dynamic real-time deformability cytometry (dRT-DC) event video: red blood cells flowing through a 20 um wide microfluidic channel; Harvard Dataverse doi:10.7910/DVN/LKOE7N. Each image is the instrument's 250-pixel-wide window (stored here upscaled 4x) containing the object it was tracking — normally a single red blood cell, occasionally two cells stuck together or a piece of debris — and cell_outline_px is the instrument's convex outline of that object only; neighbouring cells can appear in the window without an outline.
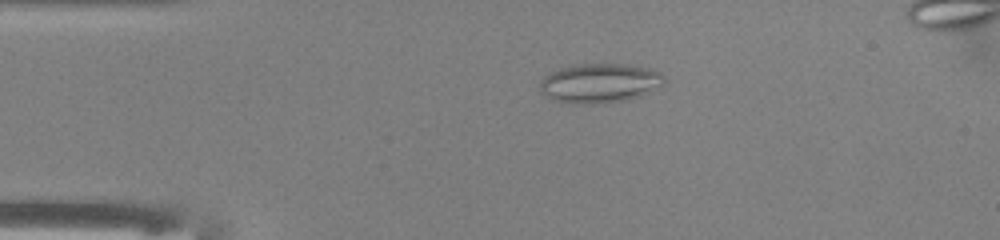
{"species": "common noctule bat (a hibernating species)", "species_latin": "Nyctalus noctula", "temperature_condition": "warm", "stored_images_in_passage": 41, "camera_frame_rate_fps": 3000, "um_per_image_px": 0.085, "animal": {"sex": "male", "body_mass_g": 13.0, "forearm_length_mm": 53.1}, "frame": {"image": 1, "passage_image": 10, "time_ms": 3.0, "image_size_px": [1000, 240], "cell_outline_px": [[664, 80], [660, 84], [640, 96], [624, 100], [592, 104], [576, 104], [552, 100], [540, 92], [540, 80], [548, 72], [560, 68], [576, 64], [628, 64], [648, 68], [660, 72], [664, 76]], "centroid_in_image_um": [50.89, 7.06], "position_along_channel_um": 34.1, "area_um2": 28.44}}
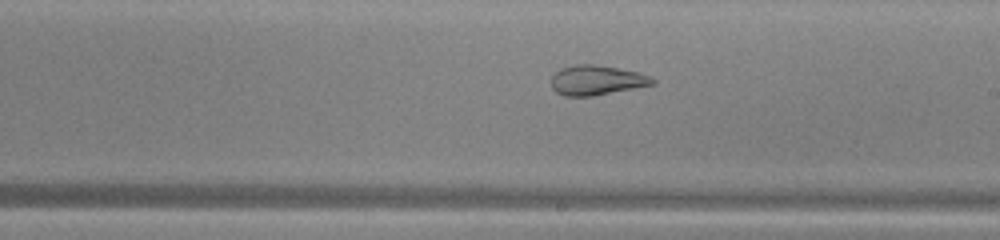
{"frame": {"image": 2, "passage_image": 28, "time_ms": 9.0, "image_size_px": [1000, 240], "cell_outline_px": [[656, 84], [592, 96], [564, 96], [556, 92], [552, 88], [552, 76], [560, 68], [576, 64], [596, 64], [640, 72], [652, 76], [656, 80]], "centroid_in_image_um": [50.75, 6.81], "position_along_channel_um": 238.3, "area_um2": 17.74}}
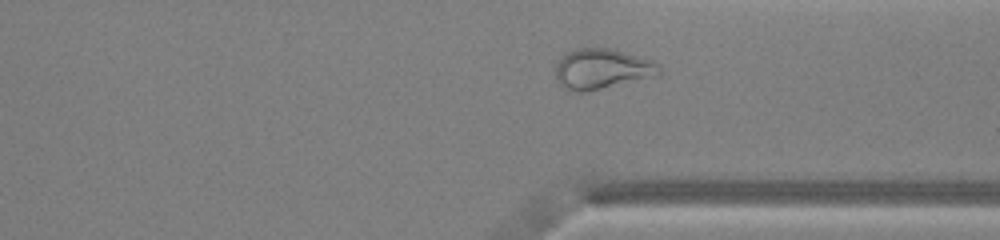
{"frame": {"image": 3, "passage_image": 37, "time_ms": 12.0, "image_size_px": [1000, 240], "cell_outline_px": [[660, 76], [588, 92], [576, 92], [560, 84], [556, 76], [556, 64], [568, 52], [576, 48], [608, 48], [652, 60], [660, 64]], "centroid_in_image_um": [51.23, 5.88], "position_along_channel_um": 360.2, "area_um2": 24.39}, "authors_computed_cell_mechanics": {"area_um2": 24.3916, "velocity_mm_per_s": 4.0597, "shape_relaxation_time_tau1_ms": null, "shape_relaxation_time_tau2_ms": 1.5518, "deformation_change_tau1": null, "deformation_change_tau2": 0.0921}}